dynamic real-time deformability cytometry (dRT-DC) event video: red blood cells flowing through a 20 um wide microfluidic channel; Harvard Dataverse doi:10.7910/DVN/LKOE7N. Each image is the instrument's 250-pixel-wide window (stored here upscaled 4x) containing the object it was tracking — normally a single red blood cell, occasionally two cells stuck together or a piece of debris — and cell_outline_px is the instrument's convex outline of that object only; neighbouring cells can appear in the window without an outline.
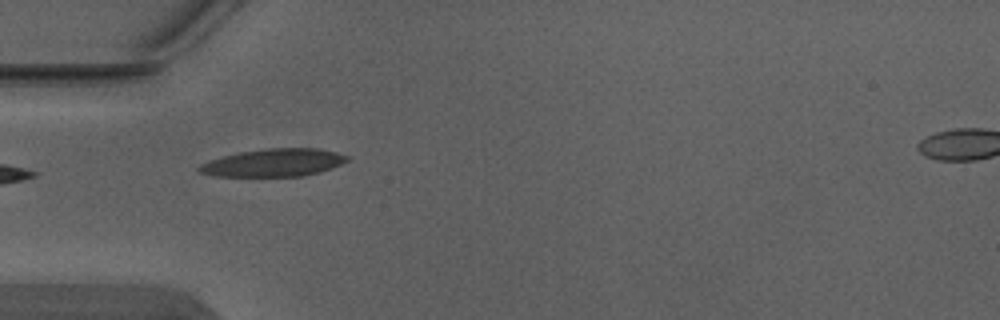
{"species": "Egyptian fruit bat (a non-hibernating species)", "species_latin": "Rousettus aegyptiacus", "temperature_condition": "warm", "stored_images_in_passage": 5, "camera_frame_rate_fps": 3000, "um_per_image_px": 0.085, "animal": {"sex": "male"}, "frame": {"image": 1, "passage_image": 3, "time_ms": 0.667, "image_size_px": [1000, 320], "cell_outline_px": [[348, 160], [332, 168], [320, 172], [300, 176], [216, 176], [196, 172], [196, 168], [200, 164], [208, 160], [240, 152], [264, 148], [316, 148], [336, 152], [348, 156]], "centroid_in_image_um": [23.21, 13.83], "position_along_channel_um": 61.8, "area_um2": 23.93}}
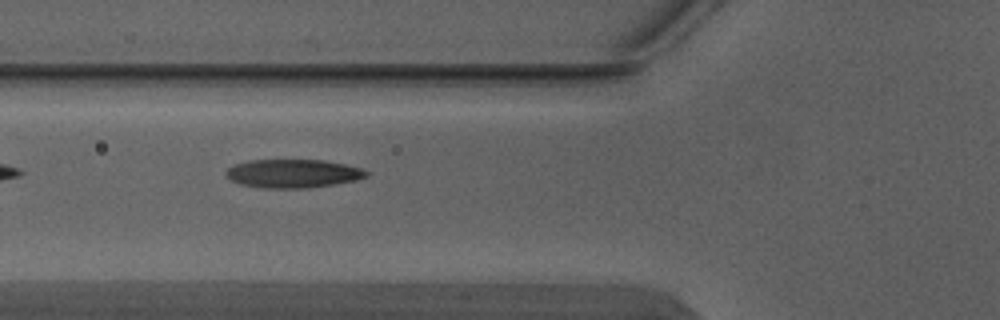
{"frame": {"image": 2, "passage_image": 4, "time_ms": 1.0, "image_size_px": [1000, 320], "cell_outline_px": [[368, 176], [356, 180], [308, 188], [264, 188], [240, 184], [224, 176], [224, 172], [232, 164], [248, 160], [324, 160], [364, 168], [368, 172]], "centroid_in_image_um": [24.87, 14.74], "position_along_channel_um": 100.9, "area_um2": 23.47}}
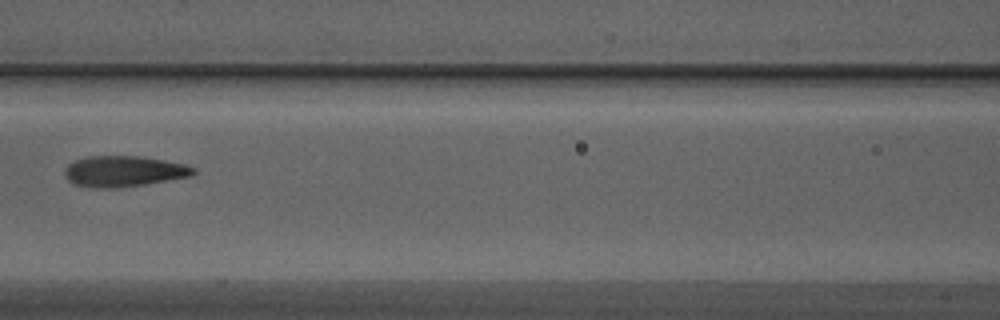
{"frame": {"image": 3, "passage_image": 5, "time_ms": 1.333, "image_size_px": [1000, 320], "cell_outline_px": [[196, 172], [192, 176], [144, 184], [112, 188], [96, 188], [76, 184], [68, 180], [64, 176], [64, 168], [68, 164], [76, 160], [88, 156], [140, 156], [164, 160], [184, 164], [196, 168]], "centroid_in_image_um": [10.52, 14.55], "position_along_channel_um": 156.1, "area_um2": 23.06}}